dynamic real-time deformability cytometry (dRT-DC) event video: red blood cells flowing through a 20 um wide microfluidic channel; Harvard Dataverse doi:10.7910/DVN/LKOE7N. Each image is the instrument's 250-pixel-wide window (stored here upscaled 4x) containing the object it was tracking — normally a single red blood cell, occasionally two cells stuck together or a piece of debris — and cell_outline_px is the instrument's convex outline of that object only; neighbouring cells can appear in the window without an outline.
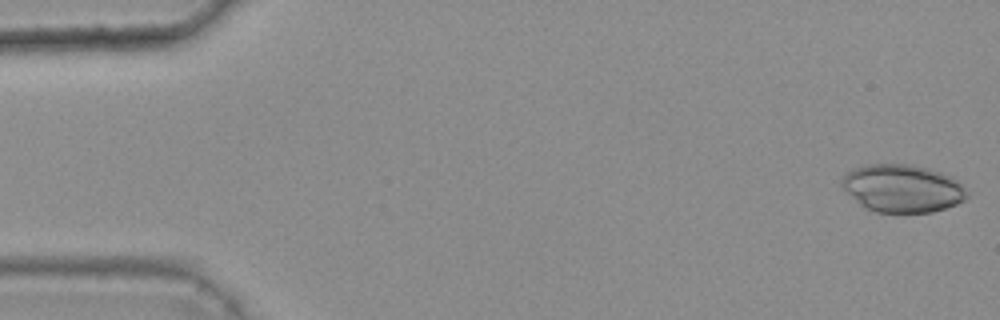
{"species": "common noctule bat (a hibernating species)", "species_latin": "Nyctalus noctula", "temperature_condition": "warm", "stored_images_in_passage": 13, "camera_frame_rate_fps": 3000, "um_per_image_px": 0.085, "animal": {"sex": "female", "body_mass_g": 25.1}, "frame": {"image": 1, "passage_image": 1, "time_ms": 0.0, "image_size_px": [1000, 320], "cell_outline_px": [[968, 196], [964, 200], [956, 204], [932, 212], [876, 212], [864, 208], [840, 184], [840, 180], [852, 168], [868, 164], [908, 164], [940, 172], [952, 176], [960, 184]], "centroid_in_image_um": [76.68, 16.01], "position_along_channel_um": 8.3, "area_um2": 34.45}}